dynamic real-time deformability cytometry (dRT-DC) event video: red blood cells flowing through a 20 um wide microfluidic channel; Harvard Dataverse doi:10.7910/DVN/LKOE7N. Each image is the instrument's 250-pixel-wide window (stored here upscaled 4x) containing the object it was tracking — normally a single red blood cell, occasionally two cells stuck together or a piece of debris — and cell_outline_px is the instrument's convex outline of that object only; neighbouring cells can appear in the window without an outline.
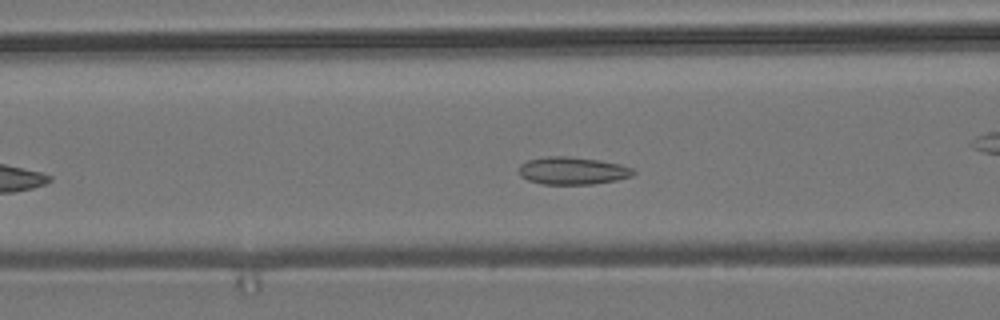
{"species": "common noctule bat (a hibernating species)", "species_latin": "Nyctalus noctula", "temperature_condition": "room temperature", "stored_images_in_passage": 36, "camera_frame_rate_fps": 3000, "um_per_image_px": 0.085, "animal": {"sex": "male", "body_mass_g": 19.2, "forearm_length_mm": 51.8}, "frame": {"image": 1, "passage_image": 13, "time_ms": 4.0, "image_size_px": [1000, 320], "cell_outline_px": [[636, 172], [632, 176], [616, 180], [592, 184], [544, 184], [528, 180], [520, 176], [520, 164], [528, 160], [544, 156], [568, 156], [600, 160], [620, 164], [632, 168]], "centroid_in_image_um": [48.67, 14.5], "position_along_channel_um": 117.9, "area_um2": 18.38}}
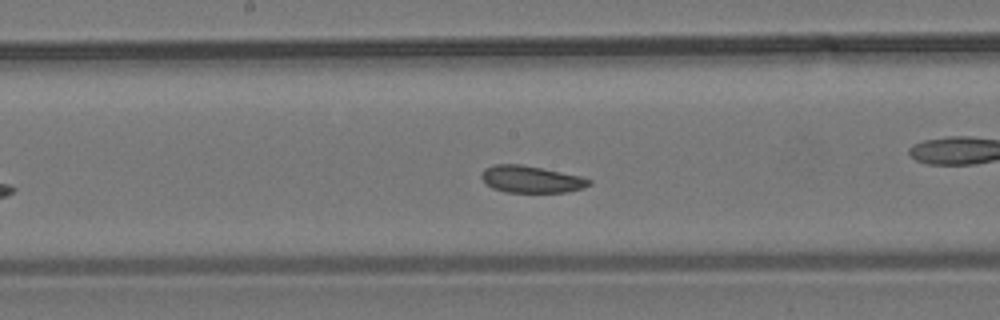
{"frame": {"image": 2, "passage_image": 20, "time_ms": 6.333, "image_size_px": [1000, 320], "cell_outline_px": [[592, 184], [584, 188], [568, 192], [504, 192], [492, 188], [480, 176], [480, 172], [484, 168], [492, 164], [520, 164], [584, 176], [592, 180]], "centroid_in_image_um": [45.17, 15.23], "position_along_channel_um": 203.0, "area_um2": 17.17}}
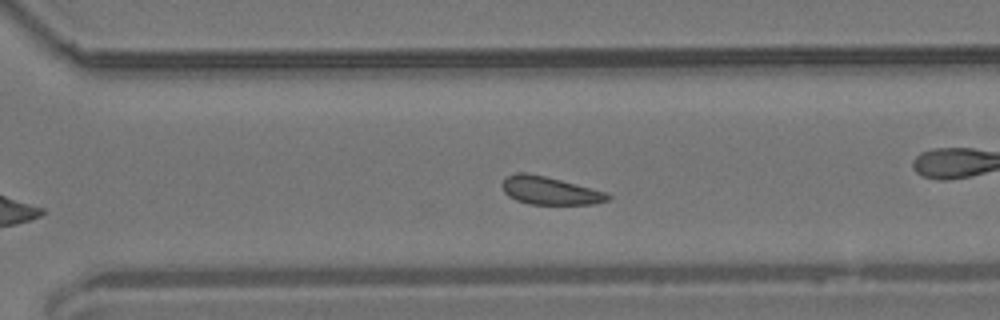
{"frame": {"image": 3, "passage_image": 30, "time_ms": 9.667, "image_size_px": [1000, 320], "cell_outline_px": [[612, 196], [608, 200], [592, 204], [528, 204], [516, 200], [508, 196], [504, 192], [500, 184], [504, 176], [516, 172], [528, 172], [608, 192]], "centroid_in_image_um": [46.68, 16.19], "position_along_channel_um": 323.9, "area_um2": 17.4}, "authors_computed_cell_mechanics": {"area_um2": 17.7735, "velocity_mm_per_s": 3.643, "shape_relaxation_time_tau1_ms": 4.3483, "shape_relaxation_time_tau2_ms": 3.9798, "deformation_change_tau1": 0.0606, "deformation_change_tau2": 0.0726}}